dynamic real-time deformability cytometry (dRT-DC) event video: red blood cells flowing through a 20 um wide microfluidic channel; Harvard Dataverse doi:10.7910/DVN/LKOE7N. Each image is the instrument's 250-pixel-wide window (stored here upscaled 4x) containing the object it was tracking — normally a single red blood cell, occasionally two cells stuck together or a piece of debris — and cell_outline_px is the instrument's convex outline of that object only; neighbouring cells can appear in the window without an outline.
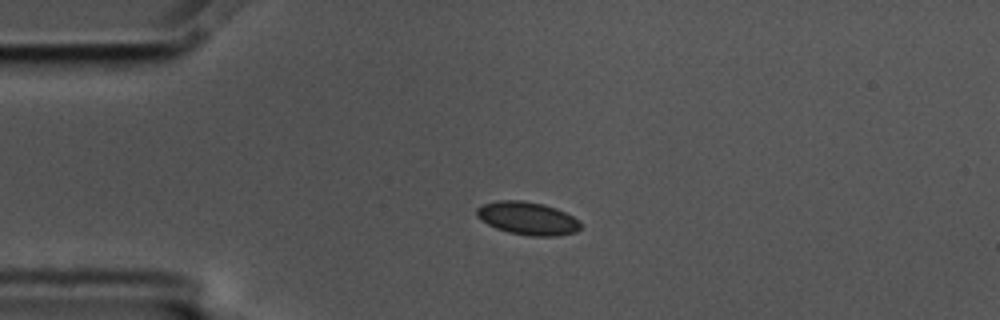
{"species": "common noctule bat (a hibernating species)", "species_latin": "Nyctalus noctula", "temperature_condition": "cold", "stored_images_in_passage": 3, "camera_frame_rate_fps": 3000, "um_per_image_px": 0.085, "animal": {"sex": "male", "body_mass_g": 17.5, "forearm_length_mm": 52.3}, "frame": {"image": 1, "passage_image": 1, "time_ms": 0.0, "image_size_px": [1000, 320], "cell_outline_px": [[580, 228], [576, 232], [556, 236], [532, 236], [508, 232], [496, 228], [488, 224], [476, 216], [476, 208], [484, 204], [500, 200], [524, 200], [544, 204], [556, 208], [580, 220]], "centroid_in_image_um": [44.85, 18.55], "position_along_channel_um": 40.2, "area_um2": 19.94}}